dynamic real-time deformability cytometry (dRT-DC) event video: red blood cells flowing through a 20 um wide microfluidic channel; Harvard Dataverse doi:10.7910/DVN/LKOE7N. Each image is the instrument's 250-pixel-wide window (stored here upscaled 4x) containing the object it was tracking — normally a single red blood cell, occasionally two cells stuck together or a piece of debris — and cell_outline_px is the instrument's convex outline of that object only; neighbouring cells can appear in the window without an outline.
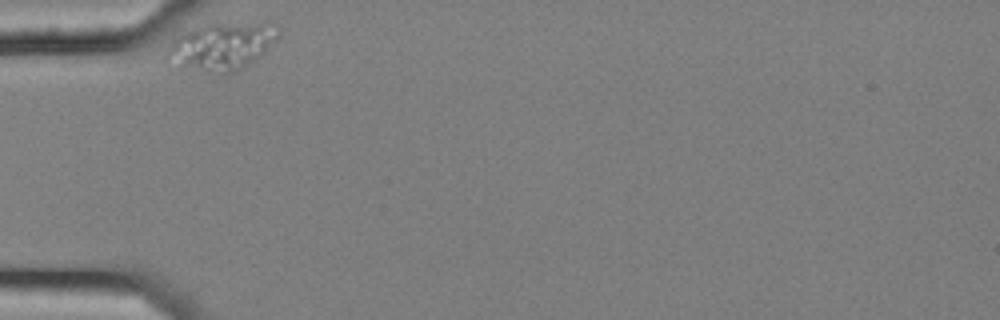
{"species": "common noctule bat (a hibernating species)", "species_latin": "Nyctalus noctula", "temperature_condition": "cold", "stored_images_in_passage": 2, "camera_frame_rate_fps": 3000, "um_per_image_px": 0.085, "animal": {"sex": "female", "body_mass_g": 25.1}, "frame": {"image": 1, "passage_image": 1, "time_ms": 0.0, "image_size_px": [1000, 320], "cell_outline_px": [[276, 36], [256, 56], [240, 68], [232, 72], [220, 72], [184, 64], [164, 56], [172, 44], [184, 32], [204, 24], [268, 20], [276, 24]], "centroid_in_image_um": [18.91, 3.8], "position_along_channel_um": 66.1, "area_um2": 28.78}}